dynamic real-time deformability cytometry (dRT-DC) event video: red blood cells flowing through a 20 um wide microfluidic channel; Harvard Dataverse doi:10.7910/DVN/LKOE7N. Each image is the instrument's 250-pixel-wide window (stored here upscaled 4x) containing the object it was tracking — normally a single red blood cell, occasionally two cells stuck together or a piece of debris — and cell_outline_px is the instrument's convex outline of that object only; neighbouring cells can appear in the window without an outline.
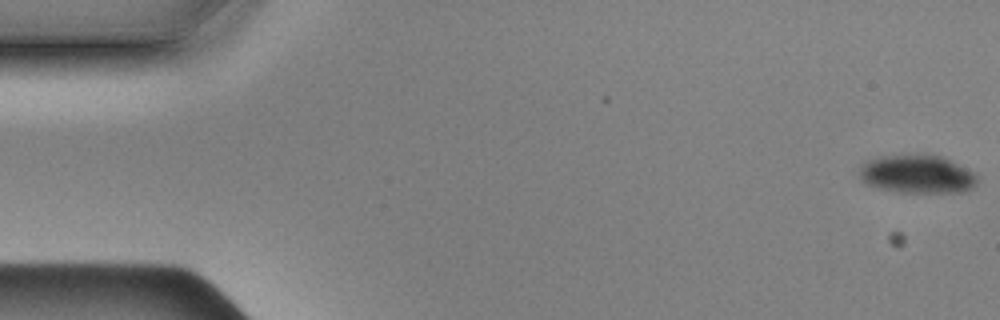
{"species": "Egyptian fruit bat (a non-hibernating species)", "species_latin": "Rousettus aegyptiacus", "temperature_condition": "cold", "stored_images_in_passage": 50, "camera_frame_rate_fps": 3000, "um_per_image_px": 0.085, "animal": {"sex": "male"}, "frame": {"image": 1, "passage_image": 1, "time_ms": 0.0, "image_size_px": [1000, 320], "cell_outline_px": [[976, 184], [968, 192], [896, 192], [876, 188], [860, 180], [860, 168], [868, 160], [884, 156], [940, 156], [972, 172], [976, 176]], "centroid_in_image_um": [77.93, 14.85], "position_along_channel_um": 7.1, "area_um2": 25.66}}
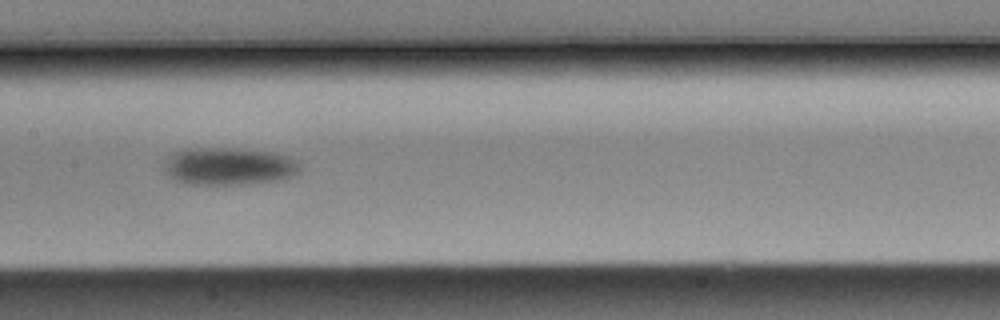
{"frame": {"image": 2, "passage_image": 28, "time_ms": 9.0, "image_size_px": [1000, 320], "cell_outline_px": [[300, 172], [292, 176], [280, 180], [248, 184], [188, 184], [176, 180], [168, 176], [164, 168], [168, 160], [176, 152], [184, 148], [236, 148], [276, 152], [288, 156], [296, 160], [300, 164]], "centroid_in_image_um": [19.52, 14.13], "position_along_channel_um": 187.9, "area_um2": 29.82}}
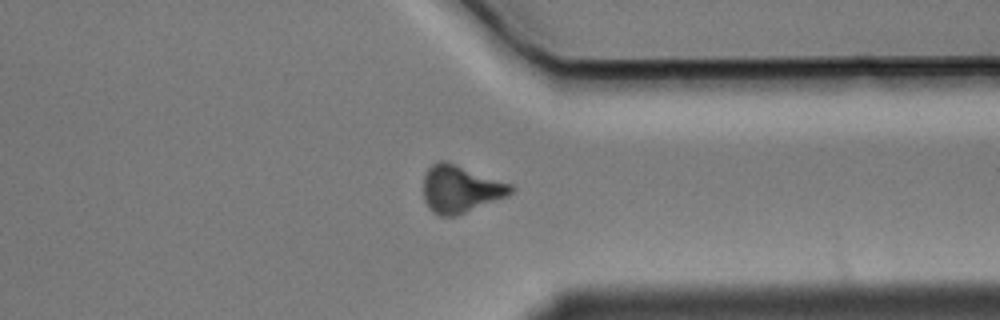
{"frame": {"image": 3, "passage_image": 44, "time_ms": 14.333, "image_size_px": [1000, 320], "cell_outline_px": [[512, 192], [508, 196], [456, 216], [440, 216], [432, 212], [428, 208], [424, 200], [424, 176], [428, 168], [436, 160], [444, 160], [512, 184]], "centroid_in_image_um": [39.11, 16.07], "position_along_channel_um": 372.3, "area_um2": 24.1}, "authors_computed_cell_mechanics": {"area_um2": 28.2931, "velocity_mm_per_s": 3.5147, "shape_relaxation_time_tau1_ms": 1.1576, "shape_relaxation_time_tau2_ms": null, "deformation_change_tau1": 0.0623, "deformation_change_tau2": null}}